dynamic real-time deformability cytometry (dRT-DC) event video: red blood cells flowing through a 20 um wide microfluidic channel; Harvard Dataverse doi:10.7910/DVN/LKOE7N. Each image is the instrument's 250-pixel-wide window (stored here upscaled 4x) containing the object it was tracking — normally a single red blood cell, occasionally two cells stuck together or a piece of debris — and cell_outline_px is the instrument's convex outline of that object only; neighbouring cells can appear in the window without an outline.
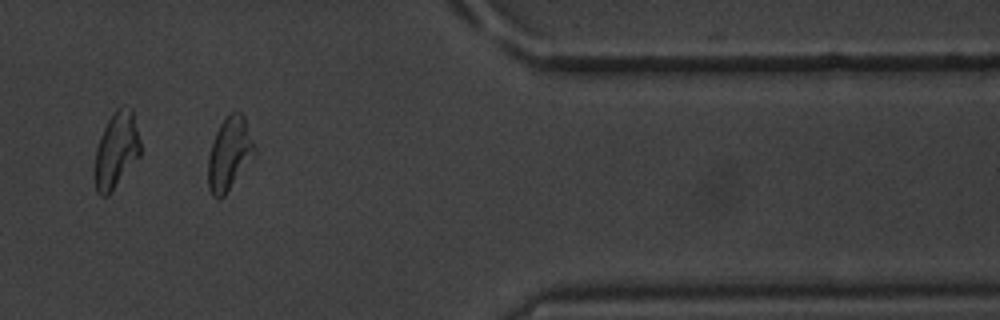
{"species": "common noctule bat (a hibernating species)", "species_latin": "Nyctalus noctula", "temperature_condition": "warm", "stored_images_in_passage": 15, "camera_frame_rate_fps": 3000, "um_per_image_px": 0.085, "animal": {"sex": "male", "body_mass_g": 20.1, "forearm_length_mm": 53.5}, "frame": {"image": 1, "passage_image": 13, "time_ms": 15.333, "image_size_px": [1000, 320], "cell_outline_px": [[256, 156], [224, 196], [220, 200], [216, 200], [212, 196], [208, 188], [208, 156], [216, 132], [220, 124], [228, 112], [240, 112], [244, 116], [256, 148]], "centroid_in_image_um": [19.51, 13.1], "position_along_channel_um": 391.9, "area_um2": 20.17}, "authors_computed_cell_mechanics": {"area_um2": 19.7098, "velocity_mm_per_s": 3.6076, "shape_relaxation_time_tau1_ms": null, "shape_relaxation_time_tau2_ms": 5.8129, "deformation_change_tau1": null, "deformation_change_tau2": 0.1332}}